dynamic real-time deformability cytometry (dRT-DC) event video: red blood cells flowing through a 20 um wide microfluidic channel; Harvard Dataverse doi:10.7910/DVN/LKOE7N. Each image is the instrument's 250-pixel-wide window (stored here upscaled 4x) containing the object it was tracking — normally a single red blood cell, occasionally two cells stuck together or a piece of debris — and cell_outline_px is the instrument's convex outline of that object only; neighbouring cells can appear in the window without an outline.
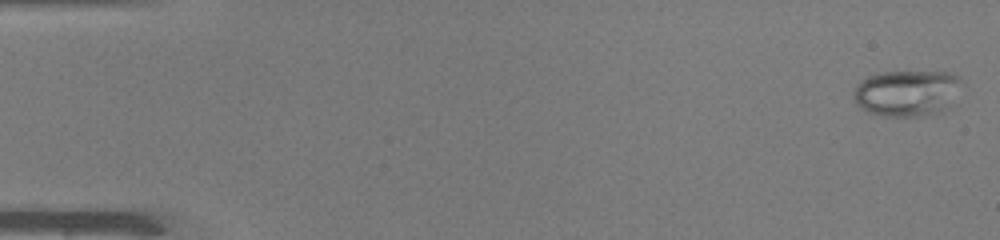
{"species": "common noctule bat (a hibernating species)", "species_latin": "Nyctalus noctula", "temperature_condition": "warm", "stored_images_in_passage": 49, "camera_frame_rate_fps": 3000, "um_per_image_px": 0.085, "animal": {"sex": "male", "body_mass_g": 19.0, "forearm_length_mm": 50.8}, "frame": {"image": 1, "passage_image": 1, "time_ms": 0.0, "image_size_px": [1000, 240], "cell_outline_px": [[960, 80], [940, 108], [920, 116], [884, 116], [868, 112], [856, 104], [852, 96], [852, 92], [860, 80], [868, 76], [880, 72], [952, 72], [960, 76]], "centroid_in_image_um": [76.88, 7.87], "position_along_channel_um": 8.1, "area_um2": 27.74}}
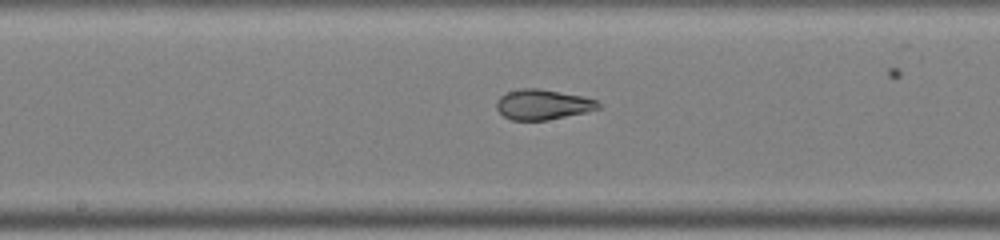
{"frame": {"image": 2, "passage_image": 26, "time_ms": 8.333, "image_size_px": [1000, 240], "cell_outline_px": [[600, 108], [584, 112], [548, 120], [512, 120], [504, 116], [496, 108], [496, 100], [500, 96], [508, 92], [520, 88], [540, 88], [584, 96], [596, 100], [600, 104]], "centroid_in_image_um": [46.12, 8.87], "position_along_channel_um": 202.1, "area_um2": 17.92}}
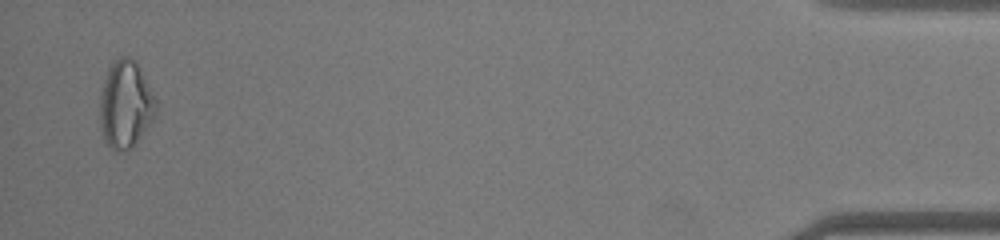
{"frame": {"image": 3, "passage_image": 48, "time_ms": 15.667, "image_size_px": [1000, 240], "cell_outline_px": [[156, 116], [132, 148], [128, 152], [116, 152], [104, 140], [100, 128], [100, 92], [108, 68], [112, 60], [120, 56], [128, 56], [136, 60], [156, 100]], "centroid_in_image_um": [10.66, 8.88], "position_along_channel_um": 424.5, "area_um2": 28.96}, "authors_computed_cell_mechanics": {"area_um2": 22.542, "velocity_mm_per_s": 4.1268, "shape_relaxation_time_tau1_ms": 9.6854, "shape_relaxation_time_tau2_ms": null, "deformation_change_tau1": 0.2678, "deformation_change_tau2": null}}